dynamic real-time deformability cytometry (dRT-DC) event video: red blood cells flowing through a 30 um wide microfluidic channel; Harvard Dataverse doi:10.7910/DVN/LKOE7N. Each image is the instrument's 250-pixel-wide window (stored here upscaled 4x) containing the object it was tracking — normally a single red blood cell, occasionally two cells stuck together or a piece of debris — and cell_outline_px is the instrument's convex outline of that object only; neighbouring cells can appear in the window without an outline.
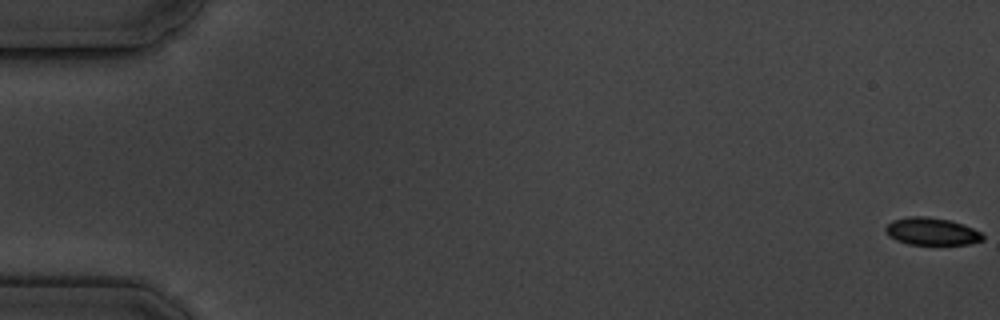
{"species": "common noctule bat (a hibernating species)", "species_latin": "Nyctalus noctula", "temperature_condition": "cold", "stored_images_in_passage": 7, "segment_of_instrument_passage": [1, 2], "camera_frame_rate_fps": 3000, "um_per_image_px": 0.085, "animal": {"sex": "male", "body_mass_g": 19.5, "forearm_length_mm": 54.6}, "frame": {"image": 1, "passage_image": 1, "time_ms": 0.0, "image_size_px": [1000, 320], "cell_outline_px": [[984, 240], [968, 244], [908, 244], [896, 240], [888, 236], [884, 232], [884, 228], [892, 220], [908, 216], [924, 216], [948, 220], [964, 224], [980, 232], [984, 236]], "centroid_in_image_um": [79.16, 19.67], "position_along_channel_um": 5.8, "area_um2": 15.55}}
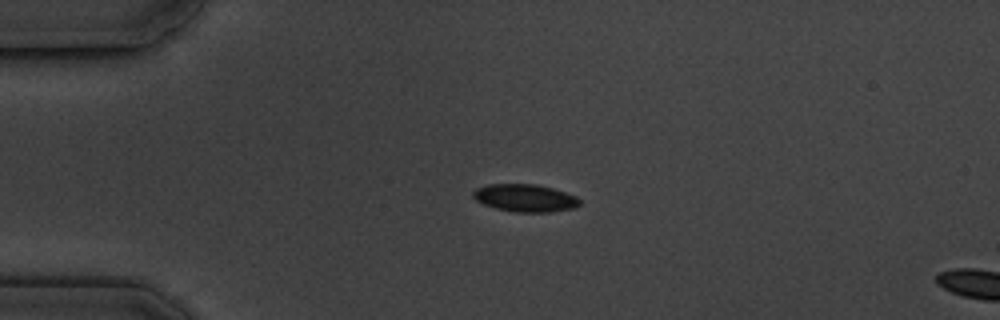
{"frame": {"image": 2, "passage_image": 5, "time_ms": 4.667, "image_size_px": [1000, 320], "cell_outline_px": [[580, 204], [576, 208], [548, 212], [516, 212], [496, 208], [484, 204], [476, 200], [472, 196], [472, 192], [476, 188], [488, 184], [536, 184], [552, 188], [576, 196], [580, 200]], "centroid_in_image_um": [44.63, 16.82], "position_along_channel_um": 40.4, "area_um2": 17.11}}